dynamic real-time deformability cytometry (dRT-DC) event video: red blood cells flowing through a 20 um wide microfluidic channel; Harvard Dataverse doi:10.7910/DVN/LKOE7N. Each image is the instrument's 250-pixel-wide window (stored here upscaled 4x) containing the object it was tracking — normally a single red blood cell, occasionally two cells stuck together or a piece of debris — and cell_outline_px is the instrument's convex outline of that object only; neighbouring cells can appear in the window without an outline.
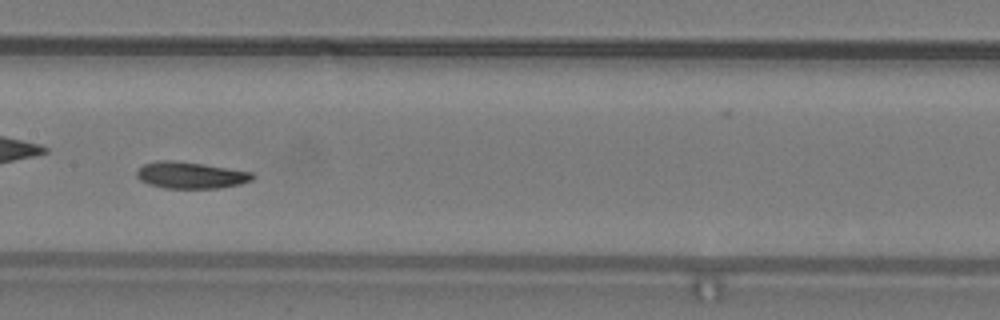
{"species": "common noctule bat (a hibernating species)", "species_latin": "Nyctalus noctula", "temperature_condition": "warm", "stored_images_in_passage": 38, "camera_frame_rate_fps": 3000, "um_per_image_px": 0.085, "animal": {"sex": "male", "body_mass_g": 19.2, "forearm_length_mm": 51.8}, "frame": {"image": 1, "passage_image": 12, "time_ms": 3.667, "image_size_px": [1000, 320], "cell_outline_px": [[256, 176], [252, 180], [240, 184], [220, 188], [164, 188], [148, 184], [140, 180], [136, 176], [136, 172], [144, 164], [156, 160], [172, 160], [204, 164], [252, 172]], "centroid_in_image_um": [16.2, 14.89], "position_along_channel_um": 191.2, "area_um2": 18.03}}
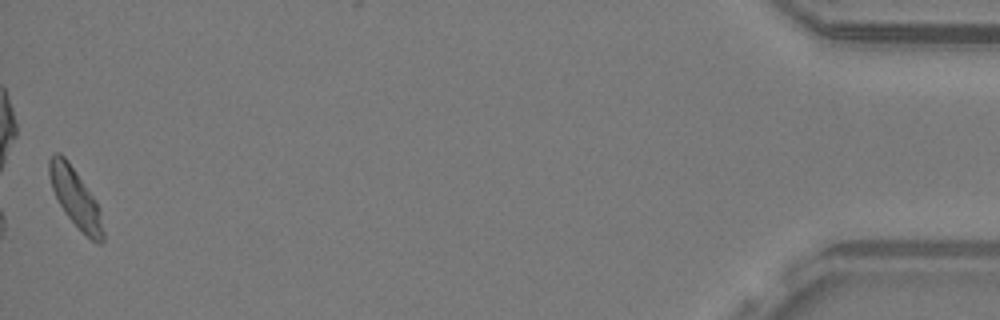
{"frame": {"image": 2, "passage_image": 38, "time_ms": 12.333, "image_size_px": [1000, 320], "cell_outline_px": [[104, 240], [100, 244], [92, 240], [64, 212], [52, 188], [48, 172], [48, 160], [52, 152], [60, 152], [68, 160], [96, 200], [100, 208], [104, 232]], "centroid_in_image_um": [6.41, 16.76], "position_along_channel_um": 428.8, "area_um2": 18.26}, "authors_computed_cell_mechanics": {"area_um2": 18.1781, "velocity_mm_per_s": 3.8279, "shape_relaxation_time_tau1_ms": 4.2882, "shape_relaxation_time_tau2_ms": 3.0741, "deformation_change_tau1": 0.1348, "deformation_change_tau2": 0.0786}}